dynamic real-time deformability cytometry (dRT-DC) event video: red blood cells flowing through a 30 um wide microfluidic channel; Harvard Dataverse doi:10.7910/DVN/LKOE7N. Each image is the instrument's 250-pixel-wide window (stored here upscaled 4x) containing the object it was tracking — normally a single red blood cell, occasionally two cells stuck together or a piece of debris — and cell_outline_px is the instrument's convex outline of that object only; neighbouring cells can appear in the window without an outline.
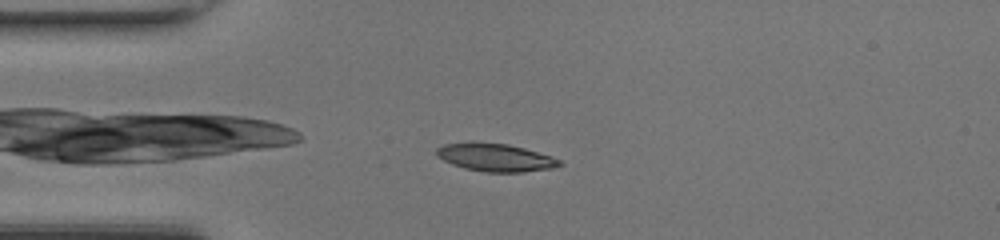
{"species": "common noctule bat (a hibernating species)", "species_latin": "Nyctalus noctula", "temperature_condition": "room temperature", "stored_images_in_passage": 39, "camera_frame_rate_fps": 3000, "um_per_image_px": 0.085, "animal": {"sex": "female", "body_mass_g": 17.0, "forearm_length_mm": 48.0}, "frame": {"image": 1, "passage_image": 3, "time_ms": 0.667, "image_size_px": [1000, 240], "cell_outline_px": [[564, 164], [552, 168], [524, 172], [484, 172], [464, 168], [452, 164], [436, 156], [436, 148], [444, 144], [468, 140], [472, 140], [508, 144], [524, 148], [552, 156], [560, 160]], "centroid_in_image_um": [42.07, 13.36], "position_along_channel_um": 42.9, "area_um2": 20.46}}
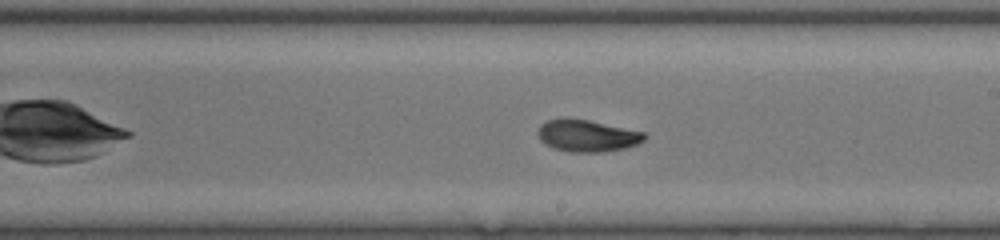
{"frame": {"image": 2, "passage_image": 18, "time_ms": 5.667, "image_size_px": [1000, 240], "cell_outline_px": [[648, 136], [644, 140], [636, 144], [624, 148], [604, 152], [568, 152], [552, 148], [544, 144], [540, 140], [540, 124], [548, 120], [588, 120], [644, 132]], "centroid_in_image_um": [49.94, 11.57], "position_along_channel_um": 239.1, "area_um2": 19.36}}
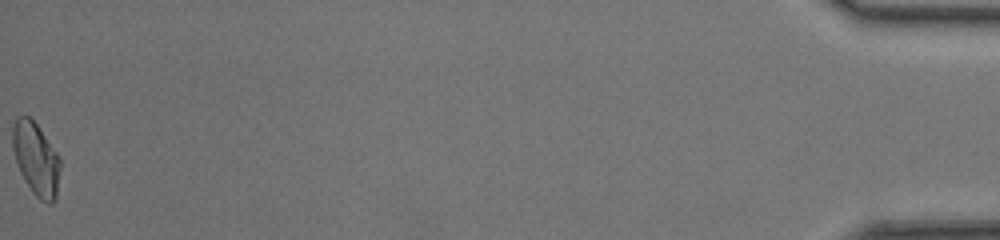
{"frame": {"image": 3, "passage_image": 39, "time_ms": 12.667, "image_size_px": [1000, 240], "cell_outline_px": [[60, 168], [56, 200], [52, 204], [48, 204], [40, 200], [32, 192], [20, 172], [12, 148], [12, 128], [16, 120], [20, 116], [28, 116], [36, 124], [56, 152], [60, 160]], "centroid_in_image_um": [3.06, 13.55], "position_along_channel_um": 432.1, "area_um2": 20.0}, "authors_computed_cell_mechanics": {"area_um2": 19.7098, "velocity_mm_per_s": 4.3278, "shape_relaxation_time_tau1_ms": 6.4271, "shape_relaxation_time_tau2_ms": 1.2363, "deformation_change_tau1": 0.1976, "deformation_change_tau2": 0.0477}}